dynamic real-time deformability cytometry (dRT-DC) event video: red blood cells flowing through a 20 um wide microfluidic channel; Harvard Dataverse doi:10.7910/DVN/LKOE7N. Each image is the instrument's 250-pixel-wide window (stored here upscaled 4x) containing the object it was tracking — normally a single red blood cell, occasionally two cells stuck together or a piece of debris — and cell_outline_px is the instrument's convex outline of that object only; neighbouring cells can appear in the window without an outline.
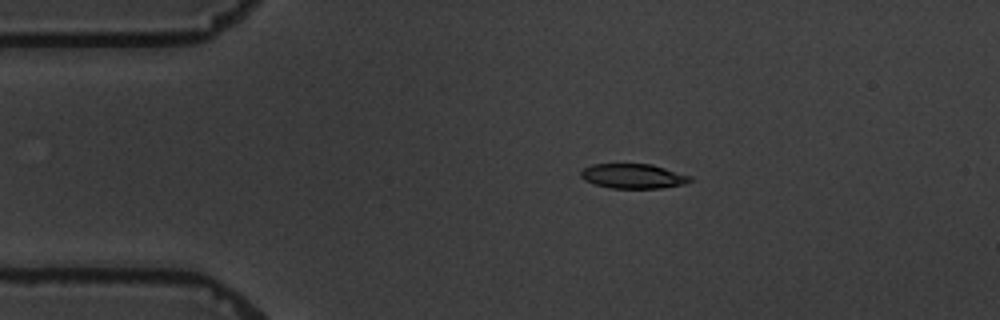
{"species": "common noctule bat (a hibernating species)", "species_latin": "Nyctalus noctula", "temperature_condition": "warm", "stored_images_in_passage": 4, "camera_frame_rate_fps": 3000, "um_per_image_px": 0.085, "animal": {"sex": "male", "body_mass_g": 19.5, "forearm_length_mm": 54.6}, "frame": {"image": 1, "passage_image": 1, "time_ms": 0.0, "image_size_px": [1000, 320], "cell_outline_px": [[692, 180], [684, 184], [660, 188], [612, 188], [596, 184], [584, 180], [580, 176], [580, 172], [584, 168], [592, 164], [652, 164], [692, 176]], "centroid_in_image_um": [53.83, 14.96], "position_along_channel_um": 31.2, "area_um2": 15.66}}
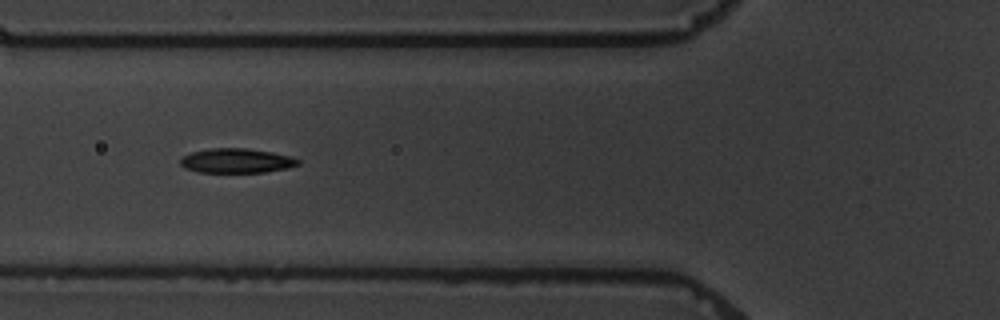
{"frame": {"image": 2, "passage_image": 3, "time_ms": 3.333, "image_size_px": [1000, 320], "cell_outline_px": [[300, 164], [288, 168], [264, 172], [200, 172], [184, 168], [180, 164], [180, 156], [192, 152], [208, 148], [248, 148], [272, 152], [292, 156], [300, 160]], "centroid_in_image_um": [20.1, 13.65], "position_along_channel_um": 105.7, "area_um2": 16.99}}
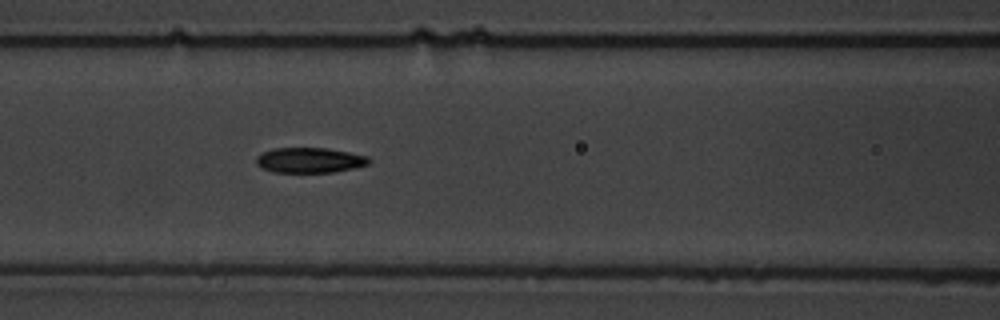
{"frame": {"image": 3, "passage_image": 4, "time_ms": 4.333, "image_size_px": [1000, 320], "cell_outline_px": [[372, 160], [368, 164], [352, 168], [332, 172], [272, 172], [256, 164], [256, 156], [272, 148], [328, 148], [368, 156]], "centroid_in_image_um": [26.32, 13.61], "position_along_channel_um": 140.3, "area_um2": 16.47}}